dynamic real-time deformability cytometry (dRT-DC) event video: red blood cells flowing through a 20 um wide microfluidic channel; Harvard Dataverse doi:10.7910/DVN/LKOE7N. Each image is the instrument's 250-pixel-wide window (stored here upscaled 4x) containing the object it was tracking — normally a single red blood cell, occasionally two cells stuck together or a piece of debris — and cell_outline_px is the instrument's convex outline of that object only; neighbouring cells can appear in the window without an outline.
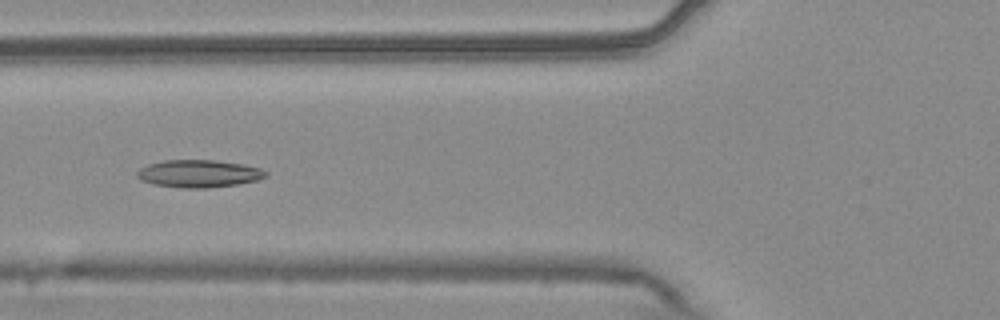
{"species": "common noctule bat (a hibernating species)", "species_latin": "Nyctalus noctula", "temperature_condition": "warm", "stored_images_in_passage": 53, "camera_frame_rate_fps": 3000, "um_per_image_px": 0.085, "animal": {"sex": "male", "body_mass_g": 20.4}, "frame": {"image": 1, "passage_image": 20, "time_ms": 6.333, "image_size_px": [1000, 320], "cell_outline_px": [[268, 176], [256, 180], [240, 184], [208, 188], [184, 188], [152, 184], [140, 180], [136, 176], [136, 172], [140, 168], [148, 164], [164, 160], [216, 160], [244, 164], [260, 168], [268, 172]], "centroid_in_image_um": [16.9, 14.76], "position_along_channel_um": 108.9, "area_um2": 20.87}}
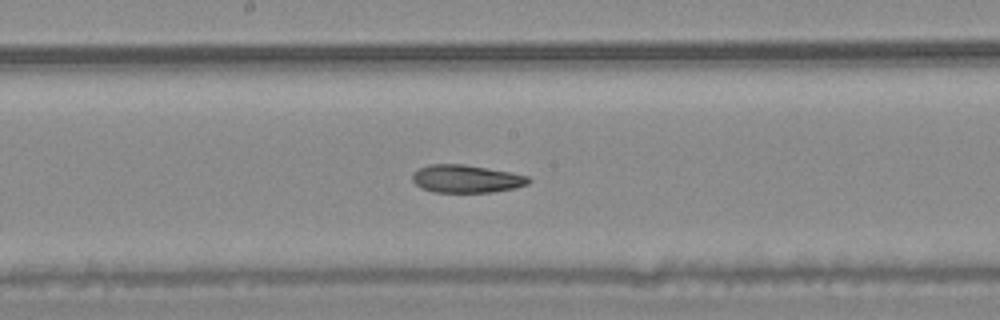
{"frame": {"image": 2, "passage_image": 28, "time_ms": 9.0, "image_size_px": [1000, 320], "cell_outline_px": [[532, 180], [528, 184], [516, 188], [492, 192], [432, 192], [420, 188], [412, 180], [412, 172], [428, 164], [464, 164], [488, 168], [528, 176]], "centroid_in_image_um": [39.61, 15.2], "position_along_channel_um": 208.6, "area_um2": 18.96}}
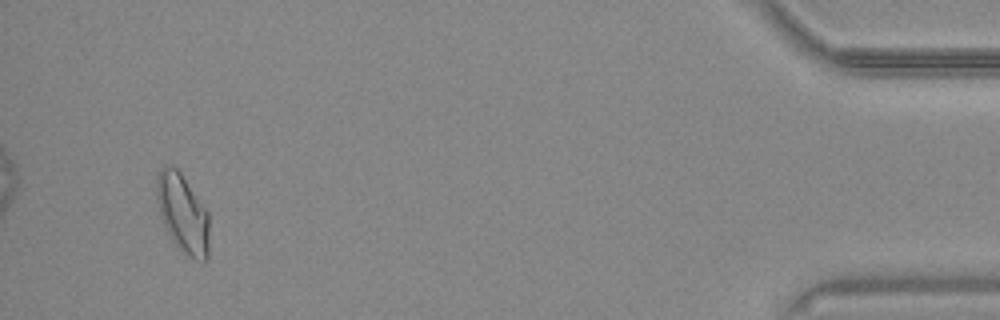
{"frame": {"image": 3, "passage_image": 51, "time_ms": 16.667, "image_size_px": [1000, 320], "cell_outline_px": [[208, 256], [204, 264], [188, 256], [176, 244], [168, 232], [164, 224], [160, 212], [156, 196], [156, 176], [160, 168], [164, 164], [168, 164], [176, 168], [180, 172], [208, 212]], "centroid_in_image_um": [15.52, 18.12], "position_along_channel_um": 419.7, "area_um2": 23.93}, "authors_computed_cell_mechanics": {"area_um2": 20.3456, "velocity_mm_per_s": 3.7301, "shape_relaxation_time_tau1_ms": null, "shape_relaxation_time_tau2_ms": 5.0978, "deformation_change_tau1": null, "deformation_change_tau2": 0.1284}}